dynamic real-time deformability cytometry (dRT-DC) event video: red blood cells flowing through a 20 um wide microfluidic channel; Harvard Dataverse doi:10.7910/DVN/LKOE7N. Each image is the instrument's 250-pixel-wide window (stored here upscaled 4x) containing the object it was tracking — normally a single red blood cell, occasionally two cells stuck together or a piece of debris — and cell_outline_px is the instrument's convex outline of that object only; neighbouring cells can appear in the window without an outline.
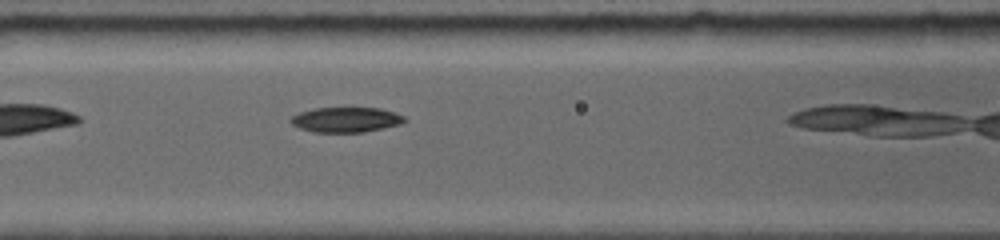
{"species": "common noctule bat (a hibernating species)", "species_latin": "Nyctalus noctula", "temperature_condition": "room temperature", "stored_images_in_passage": 11, "camera_frame_rate_fps": 5000, "um_per_image_px": 0.085, "animal": {"sex": "female", "body_mass_g": 19.0, "forearm_length_mm": 56.7}, "frame": {"image": 1, "passage_image": 4, "time_ms": 2.0, "image_size_px": [1000, 240], "cell_outline_px": [[408, 120], [400, 124], [384, 128], [364, 132], [312, 132], [300, 128], [292, 124], [288, 120], [292, 116], [300, 112], [316, 108], [380, 108], [396, 112], [404, 116]], "centroid_in_image_um": [29.43, 10.17], "position_along_channel_um": 137.2, "area_um2": 16.7}}
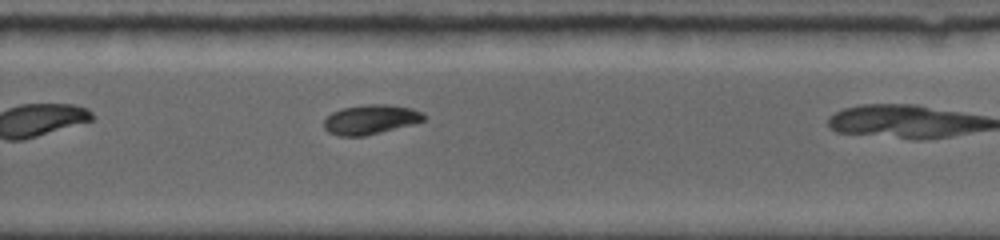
{"frame": {"image": 2, "passage_image": 10, "time_ms": 6.2, "image_size_px": [1000, 240], "cell_outline_px": [[424, 120], [380, 132], [364, 136], [340, 136], [328, 132], [324, 128], [324, 120], [332, 112], [344, 108], [364, 104], [388, 104], [412, 108], [424, 112]], "centroid_in_image_um": [31.47, 10.14], "position_along_channel_um": 298.3, "area_um2": 16.99}}